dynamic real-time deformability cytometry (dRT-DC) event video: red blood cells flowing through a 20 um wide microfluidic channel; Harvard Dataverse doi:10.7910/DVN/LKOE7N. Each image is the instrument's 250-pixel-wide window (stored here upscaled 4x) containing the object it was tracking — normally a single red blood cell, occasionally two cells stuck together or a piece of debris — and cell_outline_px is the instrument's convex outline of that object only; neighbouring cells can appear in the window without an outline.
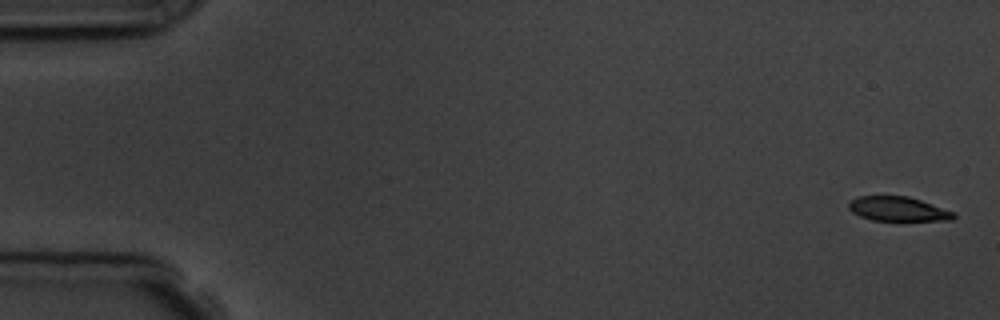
{"species": "common noctule bat (a hibernating species)", "species_latin": "Nyctalus noctula", "temperature_condition": "room temperature", "stored_images_in_passage": 6, "camera_frame_rate_fps": 3000, "um_per_image_px": 0.085, "animal": {"sex": "male", "body_mass_g": 19.5, "forearm_length_mm": 54.6}, "frame": {"image": 1, "passage_image": 1, "time_ms": 0.0, "image_size_px": [1000, 320], "cell_outline_px": [[956, 216], [952, 220], [872, 220], [860, 216], [852, 212], [848, 208], [848, 204], [856, 196], [908, 196], [956, 212]], "centroid_in_image_um": [76.33, 17.75], "position_along_channel_um": 8.7, "area_um2": 14.85}}